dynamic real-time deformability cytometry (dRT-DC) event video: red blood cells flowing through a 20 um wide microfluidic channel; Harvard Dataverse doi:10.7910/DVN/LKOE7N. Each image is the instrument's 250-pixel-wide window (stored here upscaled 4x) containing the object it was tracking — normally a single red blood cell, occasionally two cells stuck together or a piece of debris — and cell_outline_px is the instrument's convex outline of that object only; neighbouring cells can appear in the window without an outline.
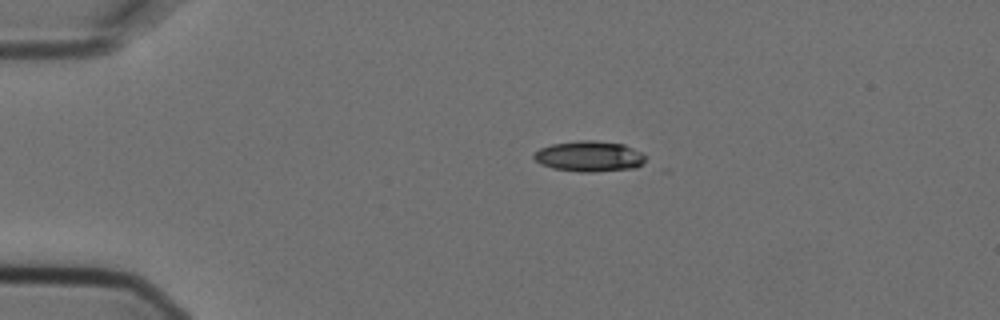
{"species": "Egyptian fruit bat (a non-hibernating species)", "species_latin": "Rousettus aegyptiacus", "temperature_condition": "cold", "stored_images_in_passage": 5, "camera_frame_rate_fps": 3000, "um_per_image_px": 0.085, "animal": {"sex": "female"}, "frame": {"image": 1, "passage_image": 2, "time_ms": 0.333, "image_size_px": [1000, 320], "cell_outline_px": [[648, 160], [636, 168], [592, 172], [580, 172], [552, 168], [540, 164], [532, 156], [540, 148], [552, 144], [580, 140], [596, 140], [624, 144], [648, 156]], "centroid_in_image_um": [50.13, 13.29], "position_along_channel_um": 34.9, "area_um2": 20.11}}
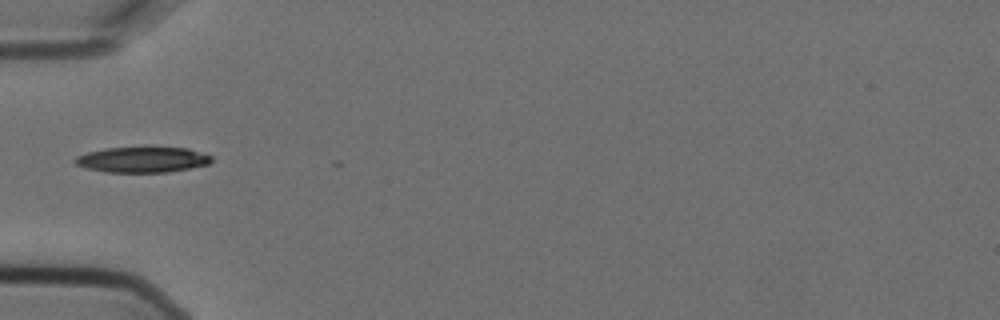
{"frame": {"image": 2, "passage_image": 4, "time_ms": 1.0, "image_size_px": [1000, 320], "cell_outline_px": [[212, 160], [208, 164], [168, 172], [104, 172], [84, 168], [76, 164], [72, 160], [76, 156], [88, 152], [104, 148], [144, 144], [148, 144], [188, 148], [212, 156]], "centroid_in_image_um": [12.07, 13.51], "position_along_channel_um": 72.9, "area_um2": 21.44}}